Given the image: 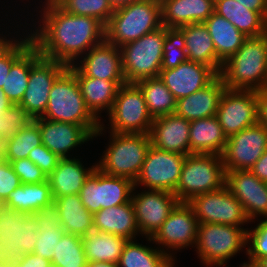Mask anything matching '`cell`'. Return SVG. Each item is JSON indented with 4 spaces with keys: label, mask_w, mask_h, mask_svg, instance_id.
<instances>
[{
    "label": "cell",
    "mask_w": 267,
    "mask_h": 267,
    "mask_svg": "<svg viewBox=\"0 0 267 267\" xmlns=\"http://www.w3.org/2000/svg\"><path fill=\"white\" fill-rule=\"evenodd\" d=\"M247 9L258 12L265 20L267 19V0H237Z\"/></svg>",
    "instance_id": "cell-52"
},
{
    "label": "cell",
    "mask_w": 267,
    "mask_h": 267,
    "mask_svg": "<svg viewBox=\"0 0 267 267\" xmlns=\"http://www.w3.org/2000/svg\"><path fill=\"white\" fill-rule=\"evenodd\" d=\"M38 239V225L33 214L0 209V240L10 261L34 251Z\"/></svg>",
    "instance_id": "cell-14"
},
{
    "label": "cell",
    "mask_w": 267,
    "mask_h": 267,
    "mask_svg": "<svg viewBox=\"0 0 267 267\" xmlns=\"http://www.w3.org/2000/svg\"><path fill=\"white\" fill-rule=\"evenodd\" d=\"M87 267H118L117 264L105 263V262H92L88 263Z\"/></svg>",
    "instance_id": "cell-57"
},
{
    "label": "cell",
    "mask_w": 267,
    "mask_h": 267,
    "mask_svg": "<svg viewBox=\"0 0 267 267\" xmlns=\"http://www.w3.org/2000/svg\"><path fill=\"white\" fill-rule=\"evenodd\" d=\"M2 262H11V261L8 259L7 254L5 252L4 244H2L0 240V263Z\"/></svg>",
    "instance_id": "cell-58"
},
{
    "label": "cell",
    "mask_w": 267,
    "mask_h": 267,
    "mask_svg": "<svg viewBox=\"0 0 267 267\" xmlns=\"http://www.w3.org/2000/svg\"><path fill=\"white\" fill-rule=\"evenodd\" d=\"M53 202L50 184L47 180L33 184L22 183L10 193L4 205L15 211L32 214Z\"/></svg>",
    "instance_id": "cell-36"
},
{
    "label": "cell",
    "mask_w": 267,
    "mask_h": 267,
    "mask_svg": "<svg viewBox=\"0 0 267 267\" xmlns=\"http://www.w3.org/2000/svg\"><path fill=\"white\" fill-rule=\"evenodd\" d=\"M225 185L222 156L218 154L186 155L175 196L189 202L194 196L215 191Z\"/></svg>",
    "instance_id": "cell-6"
},
{
    "label": "cell",
    "mask_w": 267,
    "mask_h": 267,
    "mask_svg": "<svg viewBox=\"0 0 267 267\" xmlns=\"http://www.w3.org/2000/svg\"><path fill=\"white\" fill-rule=\"evenodd\" d=\"M231 90H252L267 86V38L247 37L238 51L228 58L219 73Z\"/></svg>",
    "instance_id": "cell-3"
},
{
    "label": "cell",
    "mask_w": 267,
    "mask_h": 267,
    "mask_svg": "<svg viewBox=\"0 0 267 267\" xmlns=\"http://www.w3.org/2000/svg\"><path fill=\"white\" fill-rule=\"evenodd\" d=\"M21 180L9 161H0V199L5 202L10 193L20 186Z\"/></svg>",
    "instance_id": "cell-49"
},
{
    "label": "cell",
    "mask_w": 267,
    "mask_h": 267,
    "mask_svg": "<svg viewBox=\"0 0 267 267\" xmlns=\"http://www.w3.org/2000/svg\"><path fill=\"white\" fill-rule=\"evenodd\" d=\"M267 149V129L254 124L227 138L222 162L225 171L250 170Z\"/></svg>",
    "instance_id": "cell-15"
},
{
    "label": "cell",
    "mask_w": 267,
    "mask_h": 267,
    "mask_svg": "<svg viewBox=\"0 0 267 267\" xmlns=\"http://www.w3.org/2000/svg\"><path fill=\"white\" fill-rule=\"evenodd\" d=\"M59 210L65 233L84 237L93 227V214L82 204L79 194L61 196L53 202Z\"/></svg>",
    "instance_id": "cell-32"
},
{
    "label": "cell",
    "mask_w": 267,
    "mask_h": 267,
    "mask_svg": "<svg viewBox=\"0 0 267 267\" xmlns=\"http://www.w3.org/2000/svg\"><path fill=\"white\" fill-rule=\"evenodd\" d=\"M11 165L23 184L47 181L46 174L28 158L12 161Z\"/></svg>",
    "instance_id": "cell-47"
},
{
    "label": "cell",
    "mask_w": 267,
    "mask_h": 267,
    "mask_svg": "<svg viewBox=\"0 0 267 267\" xmlns=\"http://www.w3.org/2000/svg\"><path fill=\"white\" fill-rule=\"evenodd\" d=\"M134 182L125 177L109 176L95 169L85 180L79 196L89 212L130 202Z\"/></svg>",
    "instance_id": "cell-10"
},
{
    "label": "cell",
    "mask_w": 267,
    "mask_h": 267,
    "mask_svg": "<svg viewBox=\"0 0 267 267\" xmlns=\"http://www.w3.org/2000/svg\"><path fill=\"white\" fill-rule=\"evenodd\" d=\"M214 12L229 20L247 37L265 34L266 20L258 12L247 9L237 0H215Z\"/></svg>",
    "instance_id": "cell-33"
},
{
    "label": "cell",
    "mask_w": 267,
    "mask_h": 267,
    "mask_svg": "<svg viewBox=\"0 0 267 267\" xmlns=\"http://www.w3.org/2000/svg\"><path fill=\"white\" fill-rule=\"evenodd\" d=\"M216 117L224 135L230 136L258 123V103L255 91L225 89Z\"/></svg>",
    "instance_id": "cell-17"
},
{
    "label": "cell",
    "mask_w": 267,
    "mask_h": 267,
    "mask_svg": "<svg viewBox=\"0 0 267 267\" xmlns=\"http://www.w3.org/2000/svg\"><path fill=\"white\" fill-rule=\"evenodd\" d=\"M160 27V0H140L114 9L105 26V40L120 48Z\"/></svg>",
    "instance_id": "cell-4"
},
{
    "label": "cell",
    "mask_w": 267,
    "mask_h": 267,
    "mask_svg": "<svg viewBox=\"0 0 267 267\" xmlns=\"http://www.w3.org/2000/svg\"><path fill=\"white\" fill-rule=\"evenodd\" d=\"M76 79L86 107L99 122L102 111L110 113L119 88L126 83L86 77L77 67Z\"/></svg>",
    "instance_id": "cell-26"
},
{
    "label": "cell",
    "mask_w": 267,
    "mask_h": 267,
    "mask_svg": "<svg viewBox=\"0 0 267 267\" xmlns=\"http://www.w3.org/2000/svg\"><path fill=\"white\" fill-rule=\"evenodd\" d=\"M217 75L210 66L185 61L175 68L161 70L159 78L178 100L207 86Z\"/></svg>",
    "instance_id": "cell-21"
},
{
    "label": "cell",
    "mask_w": 267,
    "mask_h": 267,
    "mask_svg": "<svg viewBox=\"0 0 267 267\" xmlns=\"http://www.w3.org/2000/svg\"><path fill=\"white\" fill-rule=\"evenodd\" d=\"M199 222L193 208L187 202H179L170 212L168 218L152 237H145L152 244H158L159 249L174 260V250L185 249L191 245L195 247ZM166 247V250L164 249ZM168 249H172L168 251Z\"/></svg>",
    "instance_id": "cell-12"
},
{
    "label": "cell",
    "mask_w": 267,
    "mask_h": 267,
    "mask_svg": "<svg viewBox=\"0 0 267 267\" xmlns=\"http://www.w3.org/2000/svg\"><path fill=\"white\" fill-rule=\"evenodd\" d=\"M41 118L82 125L93 137L104 134L106 129L85 105L74 64L68 66L52 84L46 111Z\"/></svg>",
    "instance_id": "cell-2"
},
{
    "label": "cell",
    "mask_w": 267,
    "mask_h": 267,
    "mask_svg": "<svg viewBox=\"0 0 267 267\" xmlns=\"http://www.w3.org/2000/svg\"><path fill=\"white\" fill-rule=\"evenodd\" d=\"M185 39V50L188 61L199 62L210 66L217 74L223 62L217 57L215 46L204 23H193L179 27Z\"/></svg>",
    "instance_id": "cell-29"
},
{
    "label": "cell",
    "mask_w": 267,
    "mask_h": 267,
    "mask_svg": "<svg viewBox=\"0 0 267 267\" xmlns=\"http://www.w3.org/2000/svg\"><path fill=\"white\" fill-rule=\"evenodd\" d=\"M215 46L217 57L224 63L234 55L247 38L229 20L213 12L204 22Z\"/></svg>",
    "instance_id": "cell-34"
},
{
    "label": "cell",
    "mask_w": 267,
    "mask_h": 267,
    "mask_svg": "<svg viewBox=\"0 0 267 267\" xmlns=\"http://www.w3.org/2000/svg\"><path fill=\"white\" fill-rule=\"evenodd\" d=\"M258 122L267 129V119H258Z\"/></svg>",
    "instance_id": "cell-61"
},
{
    "label": "cell",
    "mask_w": 267,
    "mask_h": 267,
    "mask_svg": "<svg viewBox=\"0 0 267 267\" xmlns=\"http://www.w3.org/2000/svg\"><path fill=\"white\" fill-rule=\"evenodd\" d=\"M226 89L218 74L207 86L177 100L175 114L188 121L216 116L219 102Z\"/></svg>",
    "instance_id": "cell-24"
},
{
    "label": "cell",
    "mask_w": 267,
    "mask_h": 267,
    "mask_svg": "<svg viewBox=\"0 0 267 267\" xmlns=\"http://www.w3.org/2000/svg\"><path fill=\"white\" fill-rule=\"evenodd\" d=\"M136 84L143 92L149 113L153 118L175 113L177 100L159 76L141 80Z\"/></svg>",
    "instance_id": "cell-39"
},
{
    "label": "cell",
    "mask_w": 267,
    "mask_h": 267,
    "mask_svg": "<svg viewBox=\"0 0 267 267\" xmlns=\"http://www.w3.org/2000/svg\"><path fill=\"white\" fill-rule=\"evenodd\" d=\"M0 35H2V36H0V44L6 39V37L5 36H3V33L2 34H0Z\"/></svg>",
    "instance_id": "cell-63"
},
{
    "label": "cell",
    "mask_w": 267,
    "mask_h": 267,
    "mask_svg": "<svg viewBox=\"0 0 267 267\" xmlns=\"http://www.w3.org/2000/svg\"><path fill=\"white\" fill-rule=\"evenodd\" d=\"M31 120L20 105H13L6 114L0 113V139H12Z\"/></svg>",
    "instance_id": "cell-45"
},
{
    "label": "cell",
    "mask_w": 267,
    "mask_h": 267,
    "mask_svg": "<svg viewBox=\"0 0 267 267\" xmlns=\"http://www.w3.org/2000/svg\"><path fill=\"white\" fill-rule=\"evenodd\" d=\"M127 239L121 236L91 231L82 237L88 263L105 262L117 264Z\"/></svg>",
    "instance_id": "cell-35"
},
{
    "label": "cell",
    "mask_w": 267,
    "mask_h": 267,
    "mask_svg": "<svg viewBox=\"0 0 267 267\" xmlns=\"http://www.w3.org/2000/svg\"><path fill=\"white\" fill-rule=\"evenodd\" d=\"M149 136L158 149L189 155L190 121L175 113L154 118Z\"/></svg>",
    "instance_id": "cell-23"
},
{
    "label": "cell",
    "mask_w": 267,
    "mask_h": 267,
    "mask_svg": "<svg viewBox=\"0 0 267 267\" xmlns=\"http://www.w3.org/2000/svg\"><path fill=\"white\" fill-rule=\"evenodd\" d=\"M4 206V202L0 199V209Z\"/></svg>",
    "instance_id": "cell-64"
},
{
    "label": "cell",
    "mask_w": 267,
    "mask_h": 267,
    "mask_svg": "<svg viewBox=\"0 0 267 267\" xmlns=\"http://www.w3.org/2000/svg\"><path fill=\"white\" fill-rule=\"evenodd\" d=\"M79 60L74 65L86 77L114 82H126L121 50L106 40L91 48Z\"/></svg>",
    "instance_id": "cell-20"
},
{
    "label": "cell",
    "mask_w": 267,
    "mask_h": 267,
    "mask_svg": "<svg viewBox=\"0 0 267 267\" xmlns=\"http://www.w3.org/2000/svg\"><path fill=\"white\" fill-rule=\"evenodd\" d=\"M45 1L38 17L42 21L30 31L41 56L70 66L105 40V26L99 20L67 13L53 0Z\"/></svg>",
    "instance_id": "cell-1"
},
{
    "label": "cell",
    "mask_w": 267,
    "mask_h": 267,
    "mask_svg": "<svg viewBox=\"0 0 267 267\" xmlns=\"http://www.w3.org/2000/svg\"><path fill=\"white\" fill-rule=\"evenodd\" d=\"M186 155L164 151L151 145L134 187L169 191L175 194Z\"/></svg>",
    "instance_id": "cell-13"
},
{
    "label": "cell",
    "mask_w": 267,
    "mask_h": 267,
    "mask_svg": "<svg viewBox=\"0 0 267 267\" xmlns=\"http://www.w3.org/2000/svg\"><path fill=\"white\" fill-rule=\"evenodd\" d=\"M9 140L0 139V161H7Z\"/></svg>",
    "instance_id": "cell-55"
},
{
    "label": "cell",
    "mask_w": 267,
    "mask_h": 267,
    "mask_svg": "<svg viewBox=\"0 0 267 267\" xmlns=\"http://www.w3.org/2000/svg\"><path fill=\"white\" fill-rule=\"evenodd\" d=\"M41 56L32 45L12 66L2 88L14 105H19L28 86L31 65Z\"/></svg>",
    "instance_id": "cell-38"
},
{
    "label": "cell",
    "mask_w": 267,
    "mask_h": 267,
    "mask_svg": "<svg viewBox=\"0 0 267 267\" xmlns=\"http://www.w3.org/2000/svg\"><path fill=\"white\" fill-rule=\"evenodd\" d=\"M256 264H257V267H267V256L258 260Z\"/></svg>",
    "instance_id": "cell-60"
},
{
    "label": "cell",
    "mask_w": 267,
    "mask_h": 267,
    "mask_svg": "<svg viewBox=\"0 0 267 267\" xmlns=\"http://www.w3.org/2000/svg\"><path fill=\"white\" fill-rule=\"evenodd\" d=\"M65 12L93 17L104 26L108 23L114 12L113 6L108 0H53Z\"/></svg>",
    "instance_id": "cell-41"
},
{
    "label": "cell",
    "mask_w": 267,
    "mask_h": 267,
    "mask_svg": "<svg viewBox=\"0 0 267 267\" xmlns=\"http://www.w3.org/2000/svg\"><path fill=\"white\" fill-rule=\"evenodd\" d=\"M108 118L110 132L130 134H149L154 120L136 83H125L119 88Z\"/></svg>",
    "instance_id": "cell-9"
},
{
    "label": "cell",
    "mask_w": 267,
    "mask_h": 267,
    "mask_svg": "<svg viewBox=\"0 0 267 267\" xmlns=\"http://www.w3.org/2000/svg\"><path fill=\"white\" fill-rule=\"evenodd\" d=\"M0 267H12L10 262H2L0 263Z\"/></svg>",
    "instance_id": "cell-62"
},
{
    "label": "cell",
    "mask_w": 267,
    "mask_h": 267,
    "mask_svg": "<svg viewBox=\"0 0 267 267\" xmlns=\"http://www.w3.org/2000/svg\"><path fill=\"white\" fill-rule=\"evenodd\" d=\"M175 261L158 247L142 245L133 239L127 240L117 265L118 267H175Z\"/></svg>",
    "instance_id": "cell-37"
},
{
    "label": "cell",
    "mask_w": 267,
    "mask_h": 267,
    "mask_svg": "<svg viewBox=\"0 0 267 267\" xmlns=\"http://www.w3.org/2000/svg\"><path fill=\"white\" fill-rule=\"evenodd\" d=\"M225 185L242 204L249 221L267 217V183L250 170L225 171Z\"/></svg>",
    "instance_id": "cell-19"
},
{
    "label": "cell",
    "mask_w": 267,
    "mask_h": 267,
    "mask_svg": "<svg viewBox=\"0 0 267 267\" xmlns=\"http://www.w3.org/2000/svg\"><path fill=\"white\" fill-rule=\"evenodd\" d=\"M250 171L262 182L267 183V149L256 161Z\"/></svg>",
    "instance_id": "cell-51"
},
{
    "label": "cell",
    "mask_w": 267,
    "mask_h": 267,
    "mask_svg": "<svg viewBox=\"0 0 267 267\" xmlns=\"http://www.w3.org/2000/svg\"><path fill=\"white\" fill-rule=\"evenodd\" d=\"M135 189L131 201L139 232L141 236L152 237L179 201L173 192L148 189L137 193Z\"/></svg>",
    "instance_id": "cell-18"
},
{
    "label": "cell",
    "mask_w": 267,
    "mask_h": 267,
    "mask_svg": "<svg viewBox=\"0 0 267 267\" xmlns=\"http://www.w3.org/2000/svg\"><path fill=\"white\" fill-rule=\"evenodd\" d=\"M96 169L84 167L80 159L75 157L61 158L53 172L47 177L53 199L61 196L79 194L85 180Z\"/></svg>",
    "instance_id": "cell-28"
},
{
    "label": "cell",
    "mask_w": 267,
    "mask_h": 267,
    "mask_svg": "<svg viewBox=\"0 0 267 267\" xmlns=\"http://www.w3.org/2000/svg\"><path fill=\"white\" fill-rule=\"evenodd\" d=\"M165 37L166 27L162 26L120 47L126 83H137L159 76Z\"/></svg>",
    "instance_id": "cell-8"
},
{
    "label": "cell",
    "mask_w": 267,
    "mask_h": 267,
    "mask_svg": "<svg viewBox=\"0 0 267 267\" xmlns=\"http://www.w3.org/2000/svg\"><path fill=\"white\" fill-rule=\"evenodd\" d=\"M241 266H239V267H257V264H256V262L255 261H252V260H249V261H247V262H244V263H242V264H240ZM228 267L227 266V264L226 263H224V264H221L219 267Z\"/></svg>",
    "instance_id": "cell-59"
},
{
    "label": "cell",
    "mask_w": 267,
    "mask_h": 267,
    "mask_svg": "<svg viewBox=\"0 0 267 267\" xmlns=\"http://www.w3.org/2000/svg\"><path fill=\"white\" fill-rule=\"evenodd\" d=\"M108 1L110 2V4L115 9V8L120 7V6L131 4L133 2L140 1V0H108Z\"/></svg>",
    "instance_id": "cell-56"
},
{
    "label": "cell",
    "mask_w": 267,
    "mask_h": 267,
    "mask_svg": "<svg viewBox=\"0 0 267 267\" xmlns=\"http://www.w3.org/2000/svg\"><path fill=\"white\" fill-rule=\"evenodd\" d=\"M265 37L267 38V29L265 30Z\"/></svg>",
    "instance_id": "cell-65"
},
{
    "label": "cell",
    "mask_w": 267,
    "mask_h": 267,
    "mask_svg": "<svg viewBox=\"0 0 267 267\" xmlns=\"http://www.w3.org/2000/svg\"><path fill=\"white\" fill-rule=\"evenodd\" d=\"M258 103V119H267V86L255 91Z\"/></svg>",
    "instance_id": "cell-53"
},
{
    "label": "cell",
    "mask_w": 267,
    "mask_h": 267,
    "mask_svg": "<svg viewBox=\"0 0 267 267\" xmlns=\"http://www.w3.org/2000/svg\"><path fill=\"white\" fill-rule=\"evenodd\" d=\"M247 230L242 226L218 223H199L196 253L207 267L229 262L247 246Z\"/></svg>",
    "instance_id": "cell-7"
},
{
    "label": "cell",
    "mask_w": 267,
    "mask_h": 267,
    "mask_svg": "<svg viewBox=\"0 0 267 267\" xmlns=\"http://www.w3.org/2000/svg\"><path fill=\"white\" fill-rule=\"evenodd\" d=\"M68 66L40 56L32 65L28 86L19 105L34 120L44 115L51 86Z\"/></svg>",
    "instance_id": "cell-16"
},
{
    "label": "cell",
    "mask_w": 267,
    "mask_h": 267,
    "mask_svg": "<svg viewBox=\"0 0 267 267\" xmlns=\"http://www.w3.org/2000/svg\"><path fill=\"white\" fill-rule=\"evenodd\" d=\"M110 133V142L96 168L109 176L137 179L151 146L149 134Z\"/></svg>",
    "instance_id": "cell-5"
},
{
    "label": "cell",
    "mask_w": 267,
    "mask_h": 267,
    "mask_svg": "<svg viewBox=\"0 0 267 267\" xmlns=\"http://www.w3.org/2000/svg\"><path fill=\"white\" fill-rule=\"evenodd\" d=\"M247 246L246 255L249 260L257 262L267 256V217L254 229L247 230Z\"/></svg>",
    "instance_id": "cell-46"
},
{
    "label": "cell",
    "mask_w": 267,
    "mask_h": 267,
    "mask_svg": "<svg viewBox=\"0 0 267 267\" xmlns=\"http://www.w3.org/2000/svg\"><path fill=\"white\" fill-rule=\"evenodd\" d=\"M162 26L179 28L204 23L214 12L215 0H160Z\"/></svg>",
    "instance_id": "cell-25"
},
{
    "label": "cell",
    "mask_w": 267,
    "mask_h": 267,
    "mask_svg": "<svg viewBox=\"0 0 267 267\" xmlns=\"http://www.w3.org/2000/svg\"><path fill=\"white\" fill-rule=\"evenodd\" d=\"M188 61L185 50V39L179 28L166 27V37L163 43L162 70L175 68Z\"/></svg>",
    "instance_id": "cell-44"
},
{
    "label": "cell",
    "mask_w": 267,
    "mask_h": 267,
    "mask_svg": "<svg viewBox=\"0 0 267 267\" xmlns=\"http://www.w3.org/2000/svg\"><path fill=\"white\" fill-rule=\"evenodd\" d=\"M42 144L41 132L38 123L31 120L12 139H9L7 161L28 158V154Z\"/></svg>",
    "instance_id": "cell-42"
},
{
    "label": "cell",
    "mask_w": 267,
    "mask_h": 267,
    "mask_svg": "<svg viewBox=\"0 0 267 267\" xmlns=\"http://www.w3.org/2000/svg\"><path fill=\"white\" fill-rule=\"evenodd\" d=\"M6 38L0 44V88L2 89L5 80L10 72L11 66L33 45L31 35L24 38ZM11 39V40H10Z\"/></svg>",
    "instance_id": "cell-43"
},
{
    "label": "cell",
    "mask_w": 267,
    "mask_h": 267,
    "mask_svg": "<svg viewBox=\"0 0 267 267\" xmlns=\"http://www.w3.org/2000/svg\"><path fill=\"white\" fill-rule=\"evenodd\" d=\"M39 126L42 144L60 158H70L73 148L93 140V135L82 125L56 122L44 118L34 119Z\"/></svg>",
    "instance_id": "cell-22"
},
{
    "label": "cell",
    "mask_w": 267,
    "mask_h": 267,
    "mask_svg": "<svg viewBox=\"0 0 267 267\" xmlns=\"http://www.w3.org/2000/svg\"><path fill=\"white\" fill-rule=\"evenodd\" d=\"M94 231L136 239L140 234L132 201L119 206L100 209L93 214Z\"/></svg>",
    "instance_id": "cell-27"
},
{
    "label": "cell",
    "mask_w": 267,
    "mask_h": 267,
    "mask_svg": "<svg viewBox=\"0 0 267 267\" xmlns=\"http://www.w3.org/2000/svg\"><path fill=\"white\" fill-rule=\"evenodd\" d=\"M12 267H50L51 261L42 258L34 253L25 254L21 257L13 259L11 262Z\"/></svg>",
    "instance_id": "cell-50"
},
{
    "label": "cell",
    "mask_w": 267,
    "mask_h": 267,
    "mask_svg": "<svg viewBox=\"0 0 267 267\" xmlns=\"http://www.w3.org/2000/svg\"><path fill=\"white\" fill-rule=\"evenodd\" d=\"M227 142L216 116L190 122L189 154L222 155Z\"/></svg>",
    "instance_id": "cell-30"
},
{
    "label": "cell",
    "mask_w": 267,
    "mask_h": 267,
    "mask_svg": "<svg viewBox=\"0 0 267 267\" xmlns=\"http://www.w3.org/2000/svg\"><path fill=\"white\" fill-rule=\"evenodd\" d=\"M88 262L84 253L82 237L64 233L51 261L54 267H87Z\"/></svg>",
    "instance_id": "cell-40"
},
{
    "label": "cell",
    "mask_w": 267,
    "mask_h": 267,
    "mask_svg": "<svg viewBox=\"0 0 267 267\" xmlns=\"http://www.w3.org/2000/svg\"><path fill=\"white\" fill-rule=\"evenodd\" d=\"M12 102L7 98L6 94L0 88V113L6 114L13 106Z\"/></svg>",
    "instance_id": "cell-54"
},
{
    "label": "cell",
    "mask_w": 267,
    "mask_h": 267,
    "mask_svg": "<svg viewBox=\"0 0 267 267\" xmlns=\"http://www.w3.org/2000/svg\"><path fill=\"white\" fill-rule=\"evenodd\" d=\"M32 214L38 225V239L33 253L52 261L55 248L65 233L61 227L59 210L52 203Z\"/></svg>",
    "instance_id": "cell-31"
},
{
    "label": "cell",
    "mask_w": 267,
    "mask_h": 267,
    "mask_svg": "<svg viewBox=\"0 0 267 267\" xmlns=\"http://www.w3.org/2000/svg\"><path fill=\"white\" fill-rule=\"evenodd\" d=\"M187 203L193 208L199 223L234 226L251 223L242 204L226 185L218 190L196 195Z\"/></svg>",
    "instance_id": "cell-11"
},
{
    "label": "cell",
    "mask_w": 267,
    "mask_h": 267,
    "mask_svg": "<svg viewBox=\"0 0 267 267\" xmlns=\"http://www.w3.org/2000/svg\"><path fill=\"white\" fill-rule=\"evenodd\" d=\"M28 159L36 164L48 177L56 168L61 158L41 144L28 154Z\"/></svg>",
    "instance_id": "cell-48"
}]
</instances>
